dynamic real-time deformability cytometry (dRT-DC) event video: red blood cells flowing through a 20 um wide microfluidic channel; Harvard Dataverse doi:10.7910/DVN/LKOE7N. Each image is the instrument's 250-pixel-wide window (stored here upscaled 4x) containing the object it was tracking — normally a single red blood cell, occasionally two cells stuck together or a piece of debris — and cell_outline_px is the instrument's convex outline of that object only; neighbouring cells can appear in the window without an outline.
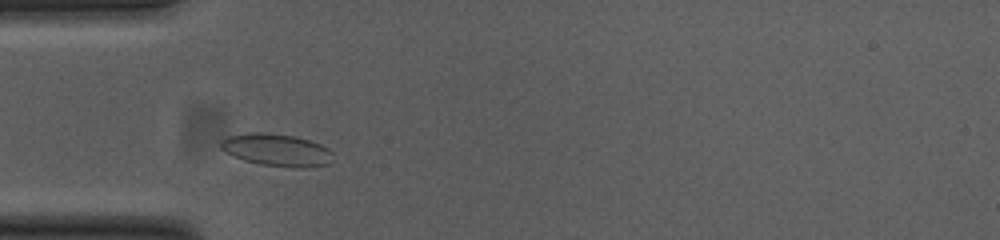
{"species": "common noctule bat (a hibernating species)", "species_latin": "Nyctalus noctula", "temperature_condition": "cold", "stored_images_in_passage": 35, "camera_frame_rate_fps": 3000, "um_per_image_px": 0.085, "animal": {"sex": "female", "body_mass_g": 23.0, "forearm_length_mm": 53.4}, "frame": {"image": 1, "passage_image": 6, "time_ms": 1.667, "image_size_px": [1000, 240], "cell_outline_px": [[332, 152], [328, 164], [308, 168], [292, 168], [260, 164], [244, 160], [220, 148], [220, 140], [228, 136], [248, 132], [260, 132], [296, 136], [320, 144], [328, 148]], "centroid_in_image_um": [23.51, 12.75], "position_along_channel_um": 61.5, "area_um2": 21.1}}
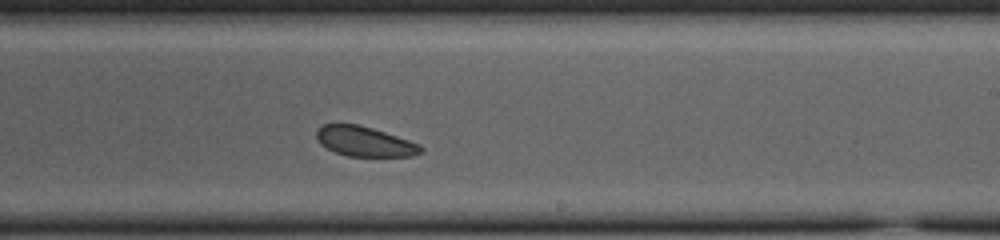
{"frame": {"image": 2, "passage_image": 22, "time_ms": 7.0, "image_size_px": [1000, 240], "cell_outline_px": [[424, 152], [412, 156], [348, 156], [336, 152], [320, 144], [316, 136], [316, 128], [320, 124], [356, 124], [372, 128], [420, 144], [424, 148]], "centroid_in_image_um": [30.99, 12.02], "position_along_channel_um": 258.0, "area_um2": 18.15}}
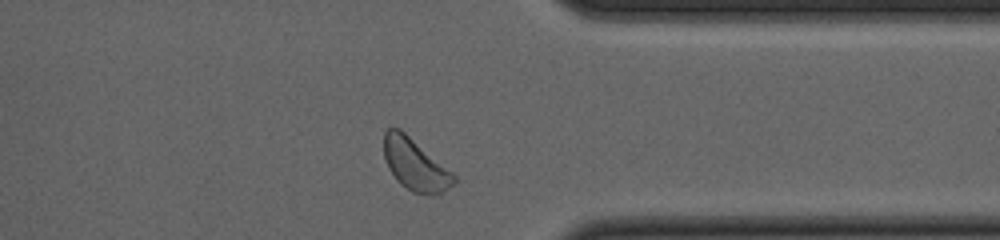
{"frame": {"image": 3, "passage_image": 32, "time_ms": 10.333, "image_size_px": [1000, 240], "cell_outline_px": [[456, 184], [444, 192], [428, 196], [412, 192], [400, 184], [396, 180], [388, 168], [384, 156], [384, 132], [388, 128], [400, 128], [452, 172], [456, 176]], "centroid_in_image_um": [35.3, 14.03], "position_along_channel_um": 376.1, "area_um2": 21.21}, "authors_computed_cell_mechanics": {"area_um2": 19.5364, "velocity_mm_per_s": 3.7237, "shape_relaxation_time_tau1_ms": null, "shape_relaxation_time_tau2_ms": 4.2783, "deformation_change_tau1": null, "deformation_change_tau2": 0.103}}